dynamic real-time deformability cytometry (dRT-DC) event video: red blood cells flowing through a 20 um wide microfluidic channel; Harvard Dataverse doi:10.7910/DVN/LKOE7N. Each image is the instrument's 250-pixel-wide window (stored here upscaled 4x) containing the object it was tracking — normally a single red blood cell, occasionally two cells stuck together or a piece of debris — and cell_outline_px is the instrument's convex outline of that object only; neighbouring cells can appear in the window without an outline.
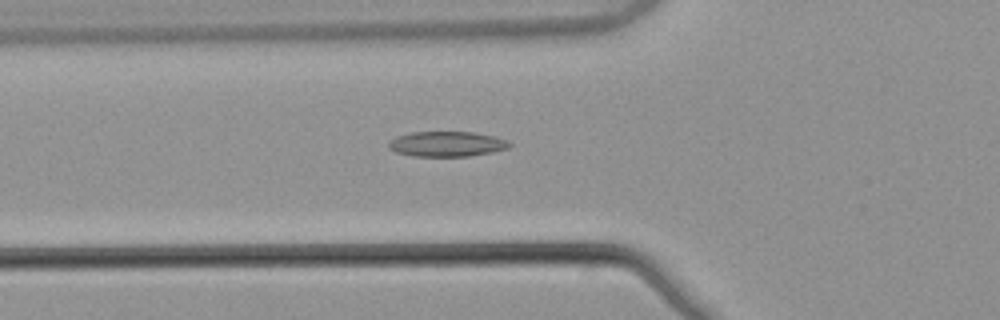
{"species": "common noctule bat (a hibernating species)", "species_latin": "Nyctalus noctula", "temperature_condition": "warm", "stored_images_in_passage": 54, "camera_frame_rate_fps": 3000, "um_per_image_px": 0.085, "animal": {"sex": "male", "body_mass_g": 21.5, "forearm_length_mm": 52.0}, "frame": {"image": 1, "passage_image": 20, "time_ms": 6.333, "image_size_px": [1000, 320], "cell_outline_px": [[512, 144], [508, 148], [492, 152], [468, 156], [412, 156], [396, 152], [388, 148], [388, 144], [396, 136], [408, 132], [476, 132], [496, 136], [508, 140]], "centroid_in_image_um": [38.0, 12.23], "position_along_channel_um": 87.8, "area_um2": 17.86}}
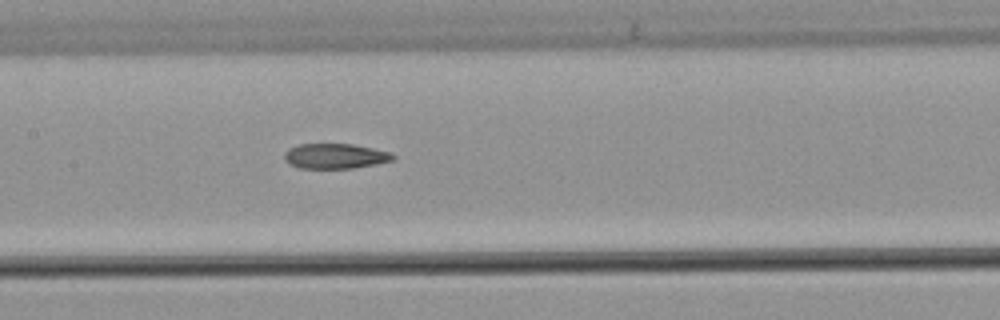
{"frame": {"image": 2, "passage_image": 27, "time_ms": 8.667, "image_size_px": [1000, 320], "cell_outline_px": [[396, 160], [376, 164], [352, 168], [300, 168], [284, 160], [284, 152], [288, 148], [300, 144], [352, 144], [392, 152], [396, 156]], "centroid_in_image_um": [28.53, 13.26], "position_along_channel_um": 178.9, "area_um2": 15.95}}
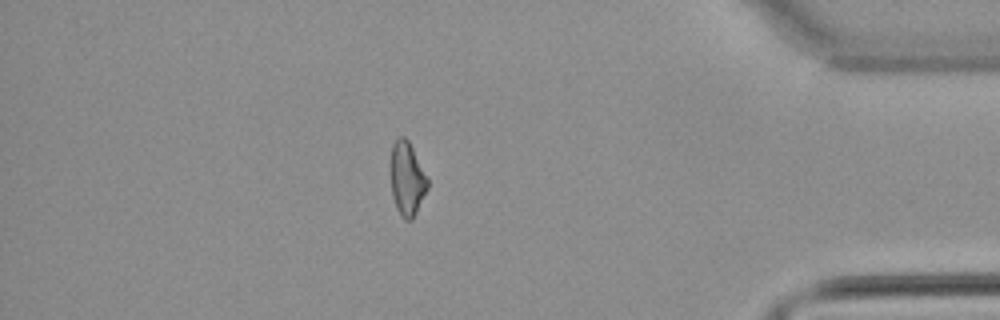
{"frame": {"image": 3, "passage_image": 47, "time_ms": 15.333, "image_size_px": [1000, 320], "cell_outline_px": [[428, 188], [412, 220], [404, 220], [400, 216], [396, 208], [392, 196], [392, 144], [400, 136], [404, 136], [408, 140], [428, 180]], "centroid_in_image_um": [34.6, 15.24], "position_along_channel_um": 400.6, "area_um2": 15.43}, "authors_computed_cell_mechanics": {"area_um2": 16.9354, "velocity_mm_per_s": 3.8814, "shape_relaxation_time_tau1_ms": null, "shape_relaxation_time_tau2_ms": 3.9874, "deformation_change_tau1": null, "deformation_change_tau2": 0.1176}}